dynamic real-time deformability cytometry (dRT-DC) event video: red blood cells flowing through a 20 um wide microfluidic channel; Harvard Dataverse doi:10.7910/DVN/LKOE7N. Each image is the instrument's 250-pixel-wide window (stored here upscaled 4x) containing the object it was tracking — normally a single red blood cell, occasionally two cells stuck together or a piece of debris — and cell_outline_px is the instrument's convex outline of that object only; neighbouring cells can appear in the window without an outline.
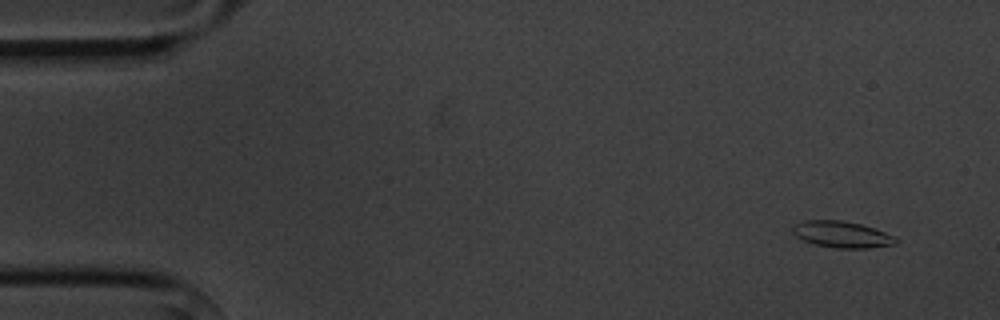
{"species": "common noctule bat (a hibernating species)", "species_latin": "Nyctalus noctula", "temperature_condition": "cold", "stored_images_in_passage": 5, "camera_frame_rate_fps": 3000, "um_per_image_px": 0.085, "animal": {"sex": "male", "body_mass_g": 20.1, "forearm_length_mm": 53.5}, "frame": {"image": 1, "passage_image": 1, "time_ms": 0.0, "image_size_px": [1000, 320], "cell_outline_px": [[900, 240], [896, 244], [868, 248], [836, 248], [816, 244], [804, 240], [796, 236], [792, 232], [792, 224], [804, 220], [840, 220], [860, 224], [896, 236]], "centroid_in_image_um": [71.56, 19.92], "position_along_channel_um": 13.4, "area_um2": 15.9}}